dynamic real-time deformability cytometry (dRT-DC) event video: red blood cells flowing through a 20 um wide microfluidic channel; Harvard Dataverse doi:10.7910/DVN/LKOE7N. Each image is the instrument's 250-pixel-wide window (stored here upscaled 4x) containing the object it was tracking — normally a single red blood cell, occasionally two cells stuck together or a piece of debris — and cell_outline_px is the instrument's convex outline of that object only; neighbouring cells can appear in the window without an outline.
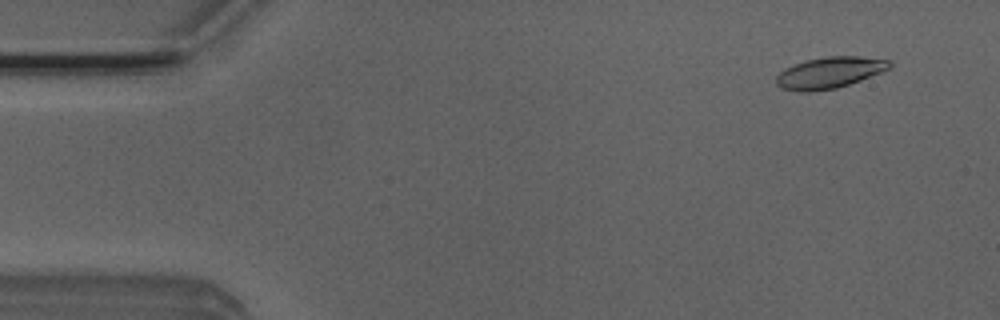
{"species": "Egyptian fruit bat (a non-hibernating species)", "species_latin": "Rousettus aegyptiacus", "temperature_condition": "room temperature", "stored_images_in_passage": 52, "camera_frame_rate_fps": 3000, "um_per_image_px": 0.085, "animal": {"sex": "male"}, "frame": {"image": 1, "passage_image": 4, "time_ms": 1.0, "image_size_px": [1000, 320], "cell_outline_px": [[892, 64], [888, 68], [880, 72], [860, 80], [836, 88], [808, 92], [800, 92], [780, 88], [776, 84], [776, 76], [784, 68], [804, 60], [828, 56], [860, 56], [888, 60]], "centroid_in_image_um": [70.44, 6.17], "position_along_channel_um": 14.6, "area_um2": 20.58}}
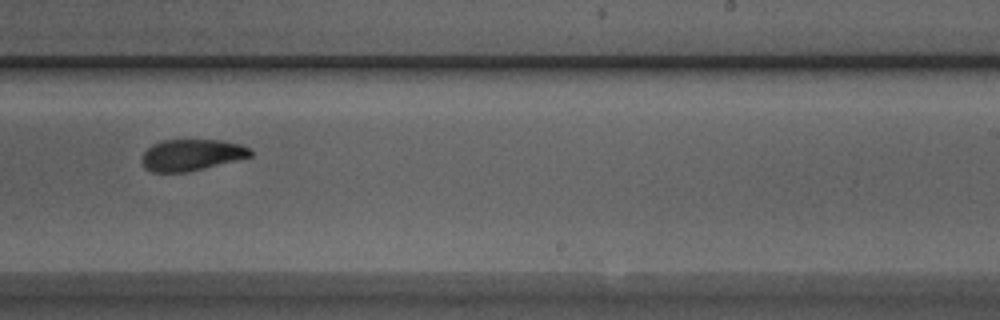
{"frame": {"image": 2, "passage_image": 32, "time_ms": 10.333, "image_size_px": [1000, 320], "cell_outline_px": [[252, 156], [188, 172], [152, 172], [144, 168], [140, 160], [144, 152], [152, 144], [164, 140], [220, 140], [240, 144], [248, 148], [252, 152]], "centroid_in_image_um": [16.24, 13.17], "position_along_channel_um": 272.8, "area_um2": 19.83}}
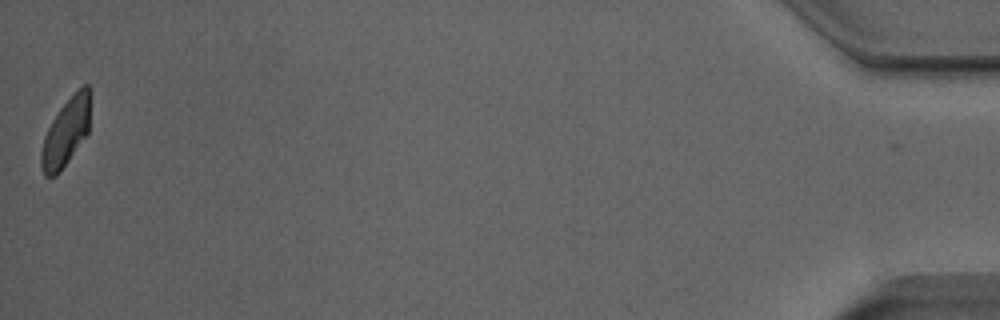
{"frame": {"image": 3, "passage_image": 52, "time_ms": 17.0, "image_size_px": [1000, 320], "cell_outline_px": [[92, 92], [88, 132], [60, 172], [56, 176], [44, 176], [40, 168], [40, 152], [44, 136], [52, 120], [60, 108], [84, 84], [88, 84]], "centroid_in_image_um": [5.61, 11.23], "position_along_channel_um": 429.6, "area_um2": 19.48}, "authors_computed_cell_mechanics": {"area_um2": 20.7502, "velocity_mm_per_s": 3.9035, "shape_relaxation_time_tau1_ms": 3.6785, "shape_relaxation_time_tau2_ms": 3.6898, "deformation_change_tau1": 0.1387, "deformation_change_tau2": 0.0838}}